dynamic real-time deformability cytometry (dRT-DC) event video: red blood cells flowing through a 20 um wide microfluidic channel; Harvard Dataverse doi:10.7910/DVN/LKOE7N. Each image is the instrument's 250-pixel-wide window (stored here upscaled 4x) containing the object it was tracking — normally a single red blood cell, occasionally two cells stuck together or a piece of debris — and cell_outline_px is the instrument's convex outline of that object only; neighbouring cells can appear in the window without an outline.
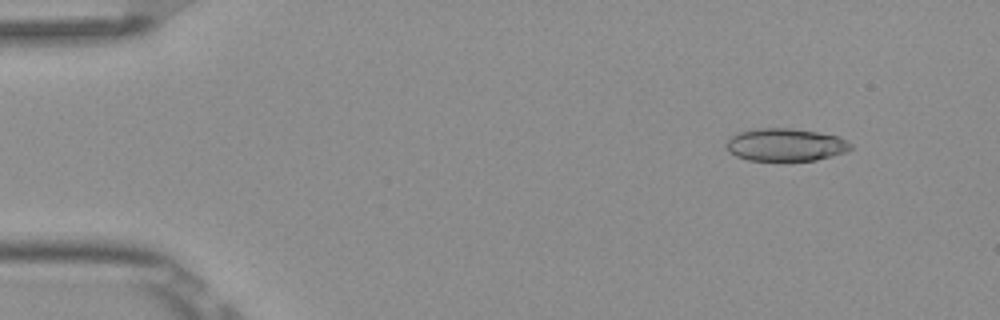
{"species": "Egyptian fruit bat (a non-hibernating species)", "species_latin": "Rousettus aegyptiacus", "temperature_condition": "room temperature", "stored_images_in_passage": 3, "camera_frame_rate_fps": 3000, "um_per_image_px": 0.085, "frame": {"image": 1, "passage_image": 1, "time_ms": 0.0, "image_size_px": [1000, 320], "cell_outline_px": [[852, 148], [848, 152], [816, 160], [748, 160], [736, 156], [728, 152], [724, 144], [736, 132], [756, 128], [792, 128], [816, 132], [836, 136], [852, 144]], "centroid_in_image_um": [66.73, 12.3], "position_along_channel_um": 18.3, "area_um2": 23.76}}